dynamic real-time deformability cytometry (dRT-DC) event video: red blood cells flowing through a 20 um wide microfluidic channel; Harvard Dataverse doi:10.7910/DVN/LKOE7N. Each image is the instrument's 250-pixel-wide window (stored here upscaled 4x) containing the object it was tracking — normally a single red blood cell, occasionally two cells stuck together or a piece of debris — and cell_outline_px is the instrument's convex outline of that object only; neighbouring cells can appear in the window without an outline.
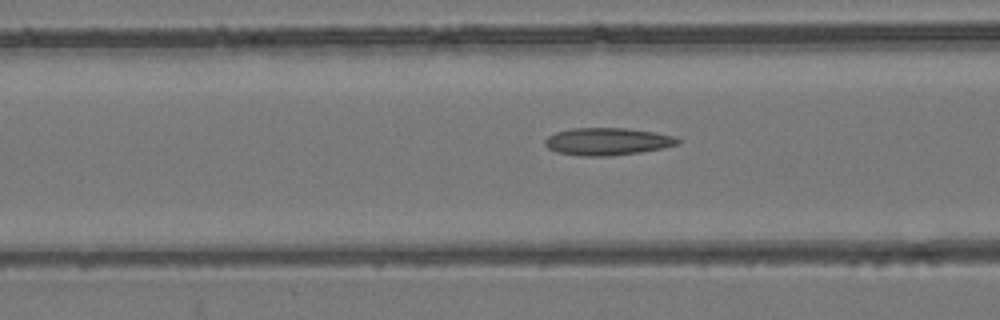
{"species": "common noctule bat (a hibernating species)", "species_latin": "Nyctalus noctula", "temperature_condition": "room temperature", "stored_images_in_passage": 36, "camera_frame_rate_fps": 3000, "um_per_image_px": 0.085, "animal": {"sex": "female", "body_mass_g": 24.6, "forearm_length_mm": 56.2}, "frame": {"image": 1, "passage_image": 4, "time_ms": 1.0, "image_size_px": [1000, 320], "cell_outline_px": [[680, 144], [664, 148], [640, 152], [612, 156], [584, 156], [556, 152], [548, 148], [544, 144], [544, 140], [548, 136], [556, 132], [572, 128], [624, 128], [652, 132], [672, 136], [680, 140]], "centroid_in_image_um": [51.6, 12.03], "position_along_channel_um": 115.0, "area_um2": 21.15}}
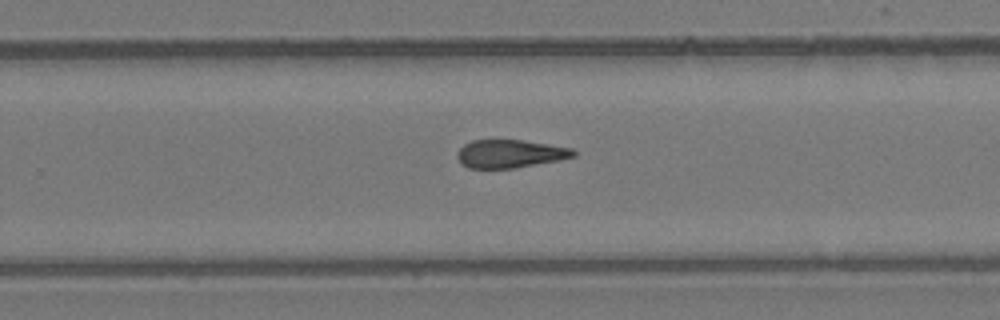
{"frame": {"image": 2, "passage_image": 17, "time_ms": 5.333, "image_size_px": [1000, 320], "cell_outline_px": [[576, 156], [560, 160], [512, 168], [468, 168], [460, 164], [456, 156], [456, 152], [464, 144], [472, 140], [524, 140], [572, 148], [576, 152]], "centroid_in_image_um": [43.33, 13.07], "position_along_channel_um": 286.5, "area_um2": 19.13}}
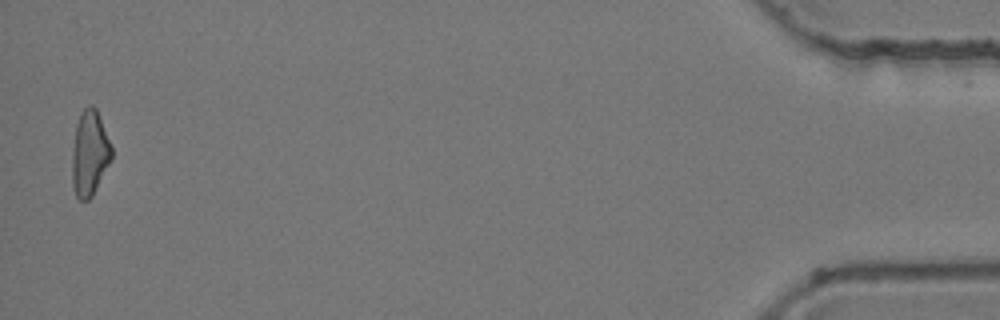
{"frame": {"image": 3, "passage_image": 35, "time_ms": 11.333, "image_size_px": [1000, 320], "cell_outline_px": [[112, 160], [92, 196], [88, 200], [80, 200], [76, 196], [72, 184], [72, 152], [76, 124], [80, 112], [88, 104], [92, 104], [96, 108], [112, 148]], "centroid_in_image_um": [7.61, 13.02], "position_along_channel_um": 427.6, "area_um2": 19.71}}